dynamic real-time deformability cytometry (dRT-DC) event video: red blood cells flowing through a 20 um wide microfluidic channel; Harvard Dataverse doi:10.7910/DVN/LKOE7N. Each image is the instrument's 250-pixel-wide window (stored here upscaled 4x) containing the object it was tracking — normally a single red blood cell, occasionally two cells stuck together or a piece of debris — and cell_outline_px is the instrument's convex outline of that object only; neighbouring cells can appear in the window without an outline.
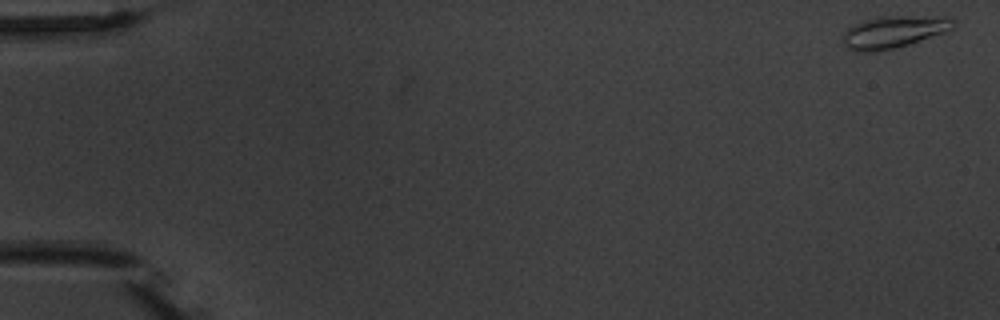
{"species": "common noctule bat (a hibernating species)", "species_latin": "Nyctalus noctula", "temperature_condition": "warm", "stored_images_in_passage": 6, "camera_frame_rate_fps": 3000, "um_per_image_px": 0.085, "animal": {"sex": "male", "body_mass_g": 20.1, "forearm_length_mm": 53.5}, "frame": {"image": 1, "passage_image": 1, "time_ms": 0.0, "image_size_px": [1000, 320], "cell_outline_px": [[956, 24], [952, 28], [944, 32], [908, 44], [892, 48], [872, 52], [856, 52], [848, 48], [840, 40], [844, 32], [848, 28], [860, 20], [884, 16], [948, 16], [956, 20]], "centroid_in_image_um": [75.94, 2.69], "position_along_channel_um": 9.1, "area_um2": 20.81}}
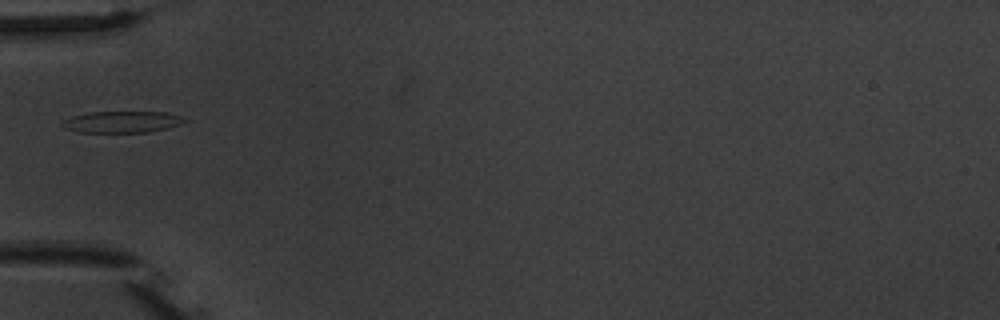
{"frame": {"image": 2, "passage_image": 6, "time_ms": 6.0, "image_size_px": [1000, 320], "cell_outline_px": [[184, 120], [180, 124], [168, 128], [152, 132], [76, 132], [64, 128], [60, 124], [64, 120], [72, 116], [88, 112], [168, 112], [180, 116]], "centroid_in_image_um": [10.33, 10.36], "position_along_channel_um": 74.7, "area_um2": 15.32}}